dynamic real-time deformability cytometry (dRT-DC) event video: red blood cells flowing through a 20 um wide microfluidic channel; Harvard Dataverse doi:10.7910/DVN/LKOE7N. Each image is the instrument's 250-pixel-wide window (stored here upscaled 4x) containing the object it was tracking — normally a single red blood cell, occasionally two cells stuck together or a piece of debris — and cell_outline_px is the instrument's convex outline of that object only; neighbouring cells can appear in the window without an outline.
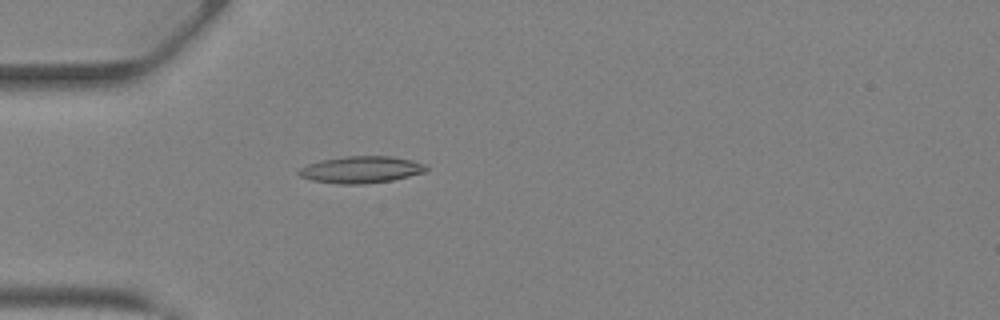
{"species": "Egyptian fruit bat (a non-hibernating species)", "species_latin": "Rousettus aegyptiacus", "temperature_condition": "warm", "stored_images_in_passage": 42, "camera_frame_rate_fps": 3000, "um_per_image_px": 0.085, "animal": {"sex": "female"}, "frame": {"image": 1, "passage_image": 13, "time_ms": 4.0, "image_size_px": [1000, 320], "cell_outline_px": [[428, 168], [424, 172], [392, 180], [360, 184], [340, 184], [312, 180], [300, 176], [296, 172], [300, 168], [308, 164], [320, 160], [348, 156], [392, 156], [412, 160], [424, 164]], "centroid_in_image_um": [30.67, 14.41], "position_along_channel_um": 54.3, "area_um2": 19.77}}
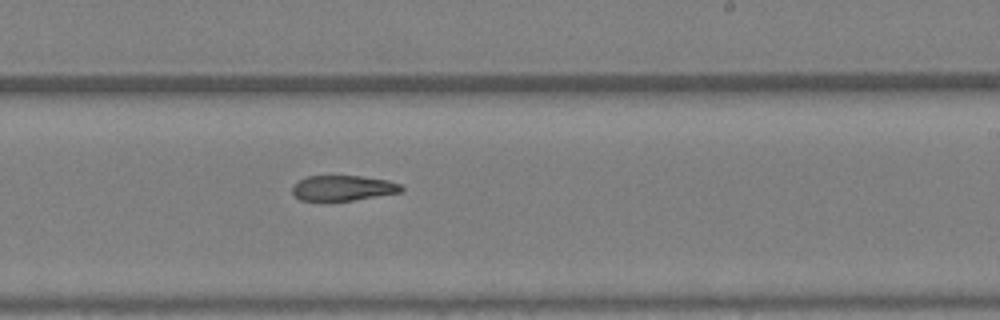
{"frame": {"image": 2, "passage_image": 26, "time_ms": 8.333, "image_size_px": [1000, 320], "cell_outline_px": [[404, 188], [400, 192], [352, 200], [300, 200], [292, 192], [292, 188], [300, 180], [308, 176], [360, 176], [388, 180], [400, 184]], "centroid_in_image_um": [29.17, 15.97], "position_along_channel_um": 259.8, "area_um2": 15.72}}
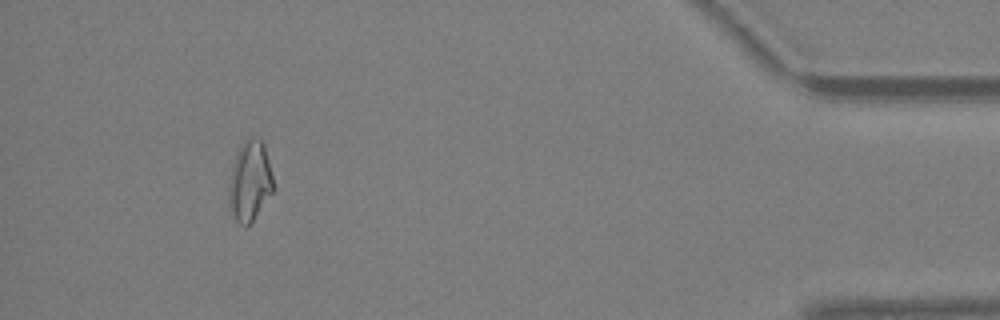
{"frame": {"image": 3, "passage_image": 39, "time_ms": 12.667, "image_size_px": [1000, 320], "cell_outline_px": [[276, 188], [252, 220], [248, 224], [240, 224], [236, 220], [228, 208], [228, 184], [232, 168], [240, 144], [244, 140], [260, 140], [264, 144]], "centroid_in_image_um": [21.23, 15.42], "position_along_channel_um": 414.0, "area_um2": 20.63}}